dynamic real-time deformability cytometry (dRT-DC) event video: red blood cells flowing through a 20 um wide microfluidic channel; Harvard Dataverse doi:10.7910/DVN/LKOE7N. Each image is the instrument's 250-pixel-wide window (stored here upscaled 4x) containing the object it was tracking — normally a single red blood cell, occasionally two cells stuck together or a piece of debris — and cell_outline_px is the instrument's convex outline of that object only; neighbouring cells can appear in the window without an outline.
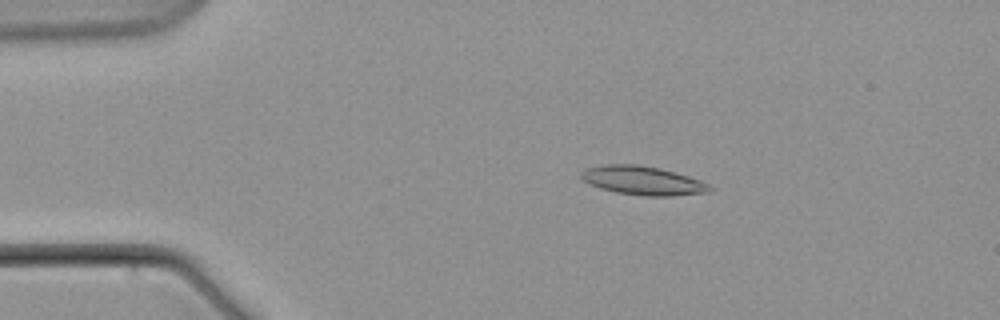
{"species": "common noctule bat (a hibernating species)", "species_latin": "Nyctalus noctula", "temperature_condition": "warm", "stored_images_in_passage": 7, "camera_frame_rate_fps": 3000, "um_per_image_px": 0.085, "animal": {"sex": "male", "body_mass_g": 21.5, "forearm_length_mm": 52.0}, "frame": {"image": 1, "passage_image": 4, "time_ms": 3.667, "image_size_px": [1000, 320], "cell_outline_px": [[716, 188], [708, 192], [668, 196], [648, 196], [616, 192], [600, 188], [584, 180], [580, 176], [580, 172], [584, 168], [604, 164], [636, 164], [660, 168], [688, 176], [700, 180]], "centroid_in_image_um": [54.63, 15.34], "position_along_channel_um": 30.4, "area_um2": 21.5}}